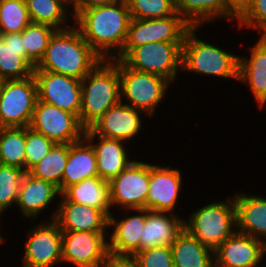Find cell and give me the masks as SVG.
<instances>
[{"label":"cell","mask_w":266,"mask_h":267,"mask_svg":"<svg viewBox=\"0 0 266 267\" xmlns=\"http://www.w3.org/2000/svg\"><path fill=\"white\" fill-rule=\"evenodd\" d=\"M266 256V244L235 232L214 250L215 267H259Z\"/></svg>","instance_id":"obj_19"},{"label":"cell","mask_w":266,"mask_h":267,"mask_svg":"<svg viewBox=\"0 0 266 267\" xmlns=\"http://www.w3.org/2000/svg\"><path fill=\"white\" fill-rule=\"evenodd\" d=\"M129 260L135 267H174L171 247L168 246L138 251Z\"/></svg>","instance_id":"obj_39"},{"label":"cell","mask_w":266,"mask_h":267,"mask_svg":"<svg viewBox=\"0 0 266 267\" xmlns=\"http://www.w3.org/2000/svg\"><path fill=\"white\" fill-rule=\"evenodd\" d=\"M237 5H239L243 0H233Z\"/></svg>","instance_id":"obj_46"},{"label":"cell","mask_w":266,"mask_h":267,"mask_svg":"<svg viewBox=\"0 0 266 267\" xmlns=\"http://www.w3.org/2000/svg\"><path fill=\"white\" fill-rule=\"evenodd\" d=\"M174 267H215L214 250L185 228L171 245Z\"/></svg>","instance_id":"obj_28"},{"label":"cell","mask_w":266,"mask_h":267,"mask_svg":"<svg viewBox=\"0 0 266 267\" xmlns=\"http://www.w3.org/2000/svg\"><path fill=\"white\" fill-rule=\"evenodd\" d=\"M176 12L191 26H207L222 20L237 22L238 5L233 0H175Z\"/></svg>","instance_id":"obj_20"},{"label":"cell","mask_w":266,"mask_h":267,"mask_svg":"<svg viewBox=\"0 0 266 267\" xmlns=\"http://www.w3.org/2000/svg\"><path fill=\"white\" fill-rule=\"evenodd\" d=\"M120 100L119 59L101 60L81 80V125L88 129Z\"/></svg>","instance_id":"obj_3"},{"label":"cell","mask_w":266,"mask_h":267,"mask_svg":"<svg viewBox=\"0 0 266 267\" xmlns=\"http://www.w3.org/2000/svg\"><path fill=\"white\" fill-rule=\"evenodd\" d=\"M237 30L251 28L258 31L266 24V0H243L238 5Z\"/></svg>","instance_id":"obj_37"},{"label":"cell","mask_w":266,"mask_h":267,"mask_svg":"<svg viewBox=\"0 0 266 267\" xmlns=\"http://www.w3.org/2000/svg\"><path fill=\"white\" fill-rule=\"evenodd\" d=\"M26 170L15 166L0 164V212L8 211L16 206L19 188Z\"/></svg>","instance_id":"obj_35"},{"label":"cell","mask_w":266,"mask_h":267,"mask_svg":"<svg viewBox=\"0 0 266 267\" xmlns=\"http://www.w3.org/2000/svg\"><path fill=\"white\" fill-rule=\"evenodd\" d=\"M184 228L203 245L215 250L237 231L236 206L233 196L226 200L207 202L191 211L184 219Z\"/></svg>","instance_id":"obj_5"},{"label":"cell","mask_w":266,"mask_h":267,"mask_svg":"<svg viewBox=\"0 0 266 267\" xmlns=\"http://www.w3.org/2000/svg\"><path fill=\"white\" fill-rule=\"evenodd\" d=\"M126 0H78V13L87 8L102 6L107 4H115Z\"/></svg>","instance_id":"obj_40"},{"label":"cell","mask_w":266,"mask_h":267,"mask_svg":"<svg viewBox=\"0 0 266 267\" xmlns=\"http://www.w3.org/2000/svg\"><path fill=\"white\" fill-rule=\"evenodd\" d=\"M58 1L71 12L73 18L78 14V0H58Z\"/></svg>","instance_id":"obj_41"},{"label":"cell","mask_w":266,"mask_h":267,"mask_svg":"<svg viewBox=\"0 0 266 267\" xmlns=\"http://www.w3.org/2000/svg\"><path fill=\"white\" fill-rule=\"evenodd\" d=\"M69 156V144L56 143L46 156L27 172L55 185L62 194V177Z\"/></svg>","instance_id":"obj_30"},{"label":"cell","mask_w":266,"mask_h":267,"mask_svg":"<svg viewBox=\"0 0 266 267\" xmlns=\"http://www.w3.org/2000/svg\"><path fill=\"white\" fill-rule=\"evenodd\" d=\"M36 64L27 56L22 32L4 34L0 45V79L20 80L33 75Z\"/></svg>","instance_id":"obj_25"},{"label":"cell","mask_w":266,"mask_h":267,"mask_svg":"<svg viewBox=\"0 0 266 267\" xmlns=\"http://www.w3.org/2000/svg\"><path fill=\"white\" fill-rule=\"evenodd\" d=\"M191 26L176 12L166 18H131L123 48H134L150 42H183Z\"/></svg>","instance_id":"obj_14"},{"label":"cell","mask_w":266,"mask_h":267,"mask_svg":"<svg viewBox=\"0 0 266 267\" xmlns=\"http://www.w3.org/2000/svg\"><path fill=\"white\" fill-rule=\"evenodd\" d=\"M29 127L58 144L79 141L86 130L76 115L38 99Z\"/></svg>","instance_id":"obj_12"},{"label":"cell","mask_w":266,"mask_h":267,"mask_svg":"<svg viewBox=\"0 0 266 267\" xmlns=\"http://www.w3.org/2000/svg\"><path fill=\"white\" fill-rule=\"evenodd\" d=\"M119 75L121 101L152 118L172 84L159 75L131 69L121 60Z\"/></svg>","instance_id":"obj_7"},{"label":"cell","mask_w":266,"mask_h":267,"mask_svg":"<svg viewBox=\"0 0 266 267\" xmlns=\"http://www.w3.org/2000/svg\"><path fill=\"white\" fill-rule=\"evenodd\" d=\"M58 196L60 192L55 185L26 172L19 188L16 206L20 214L33 223L43 214L42 211L50 208L48 206L54 203L55 199L58 201Z\"/></svg>","instance_id":"obj_21"},{"label":"cell","mask_w":266,"mask_h":267,"mask_svg":"<svg viewBox=\"0 0 266 267\" xmlns=\"http://www.w3.org/2000/svg\"><path fill=\"white\" fill-rule=\"evenodd\" d=\"M98 176L97 158L91 143L83 137L69 144V156L62 177V193L85 178Z\"/></svg>","instance_id":"obj_27"},{"label":"cell","mask_w":266,"mask_h":267,"mask_svg":"<svg viewBox=\"0 0 266 267\" xmlns=\"http://www.w3.org/2000/svg\"><path fill=\"white\" fill-rule=\"evenodd\" d=\"M56 28L47 24L30 23L22 31V40L27 56L37 65L43 58Z\"/></svg>","instance_id":"obj_34"},{"label":"cell","mask_w":266,"mask_h":267,"mask_svg":"<svg viewBox=\"0 0 266 267\" xmlns=\"http://www.w3.org/2000/svg\"><path fill=\"white\" fill-rule=\"evenodd\" d=\"M131 15L127 1L80 11L73 25L103 59H115L123 50Z\"/></svg>","instance_id":"obj_1"},{"label":"cell","mask_w":266,"mask_h":267,"mask_svg":"<svg viewBox=\"0 0 266 267\" xmlns=\"http://www.w3.org/2000/svg\"><path fill=\"white\" fill-rule=\"evenodd\" d=\"M259 39L257 38V41H259L263 46L266 47V24L262 26L258 31Z\"/></svg>","instance_id":"obj_43"},{"label":"cell","mask_w":266,"mask_h":267,"mask_svg":"<svg viewBox=\"0 0 266 267\" xmlns=\"http://www.w3.org/2000/svg\"><path fill=\"white\" fill-rule=\"evenodd\" d=\"M34 75L20 80H5L0 85V128L30 126L36 101Z\"/></svg>","instance_id":"obj_8"},{"label":"cell","mask_w":266,"mask_h":267,"mask_svg":"<svg viewBox=\"0 0 266 267\" xmlns=\"http://www.w3.org/2000/svg\"><path fill=\"white\" fill-rule=\"evenodd\" d=\"M62 194L70 202L100 209L108 217L114 211L110 205L109 182L99 176L85 178L69 186Z\"/></svg>","instance_id":"obj_29"},{"label":"cell","mask_w":266,"mask_h":267,"mask_svg":"<svg viewBox=\"0 0 266 267\" xmlns=\"http://www.w3.org/2000/svg\"><path fill=\"white\" fill-rule=\"evenodd\" d=\"M31 23L25 0H0V31L20 33Z\"/></svg>","instance_id":"obj_33"},{"label":"cell","mask_w":266,"mask_h":267,"mask_svg":"<svg viewBox=\"0 0 266 267\" xmlns=\"http://www.w3.org/2000/svg\"><path fill=\"white\" fill-rule=\"evenodd\" d=\"M198 29L201 27H191L185 34L182 45V72L238 81L239 55L198 38Z\"/></svg>","instance_id":"obj_4"},{"label":"cell","mask_w":266,"mask_h":267,"mask_svg":"<svg viewBox=\"0 0 266 267\" xmlns=\"http://www.w3.org/2000/svg\"><path fill=\"white\" fill-rule=\"evenodd\" d=\"M70 28L57 30L51 37L43 58L34 70L71 76L82 80L103 60L84 40L71 23Z\"/></svg>","instance_id":"obj_2"},{"label":"cell","mask_w":266,"mask_h":267,"mask_svg":"<svg viewBox=\"0 0 266 267\" xmlns=\"http://www.w3.org/2000/svg\"><path fill=\"white\" fill-rule=\"evenodd\" d=\"M26 127L0 128V164L25 170Z\"/></svg>","instance_id":"obj_32"},{"label":"cell","mask_w":266,"mask_h":267,"mask_svg":"<svg viewBox=\"0 0 266 267\" xmlns=\"http://www.w3.org/2000/svg\"><path fill=\"white\" fill-rule=\"evenodd\" d=\"M182 45L183 42H150L123 48L115 59L136 71L159 75L174 85L181 71Z\"/></svg>","instance_id":"obj_6"},{"label":"cell","mask_w":266,"mask_h":267,"mask_svg":"<svg viewBox=\"0 0 266 267\" xmlns=\"http://www.w3.org/2000/svg\"><path fill=\"white\" fill-rule=\"evenodd\" d=\"M107 267H135L129 259H111Z\"/></svg>","instance_id":"obj_42"},{"label":"cell","mask_w":266,"mask_h":267,"mask_svg":"<svg viewBox=\"0 0 266 267\" xmlns=\"http://www.w3.org/2000/svg\"><path fill=\"white\" fill-rule=\"evenodd\" d=\"M237 232L249 235L266 244V196L254 193H235Z\"/></svg>","instance_id":"obj_23"},{"label":"cell","mask_w":266,"mask_h":267,"mask_svg":"<svg viewBox=\"0 0 266 267\" xmlns=\"http://www.w3.org/2000/svg\"><path fill=\"white\" fill-rule=\"evenodd\" d=\"M57 207L49 219H54L61 231L109 232V217L100 209L70 202L60 194Z\"/></svg>","instance_id":"obj_18"},{"label":"cell","mask_w":266,"mask_h":267,"mask_svg":"<svg viewBox=\"0 0 266 267\" xmlns=\"http://www.w3.org/2000/svg\"><path fill=\"white\" fill-rule=\"evenodd\" d=\"M131 18L158 19L176 13L175 0H126Z\"/></svg>","instance_id":"obj_36"},{"label":"cell","mask_w":266,"mask_h":267,"mask_svg":"<svg viewBox=\"0 0 266 267\" xmlns=\"http://www.w3.org/2000/svg\"><path fill=\"white\" fill-rule=\"evenodd\" d=\"M56 143L43 134L26 127L25 170L43 159Z\"/></svg>","instance_id":"obj_38"},{"label":"cell","mask_w":266,"mask_h":267,"mask_svg":"<svg viewBox=\"0 0 266 267\" xmlns=\"http://www.w3.org/2000/svg\"><path fill=\"white\" fill-rule=\"evenodd\" d=\"M38 100L68 111L78 118L81 109V80L49 71L34 70Z\"/></svg>","instance_id":"obj_15"},{"label":"cell","mask_w":266,"mask_h":267,"mask_svg":"<svg viewBox=\"0 0 266 267\" xmlns=\"http://www.w3.org/2000/svg\"><path fill=\"white\" fill-rule=\"evenodd\" d=\"M149 183L150 163L136 158L109 182L111 208H146Z\"/></svg>","instance_id":"obj_11"},{"label":"cell","mask_w":266,"mask_h":267,"mask_svg":"<svg viewBox=\"0 0 266 267\" xmlns=\"http://www.w3.org/2000/svg\"><path fill=\"white\" fill-rule=\"evenodd\" d=\"M141 115L145 114L120 100L86 129L85 134H96L109 139H120L129 144L133 143V139L139 136L144 124Z\"/></svg>","instance_id":"obj_16"},{"label":"cell","mask_w":266,"mask_h":267,"mask_svg":"<svg viewBox=\"0 0 266 267\" xmlns=\"http://www.w3.org/2000/svg\"><path fill=\"white\" fill-rule=\"evenodd\" d=\"M255 41L249 47V57L239 56L238 81L249 87L261 110L266 105V47L256 39Z\"/></svg>","instance_id":"obj_26"},{"label":"cell","mask_w":266,"mask_h":267,"mask_svg":"<svg viewBox=\"0 0 266 267\" xmlns=\"http://www.w3.org/2000/svg\"><path fill=\"white\" fill-rule=\"evenodd\" d=\"M184 219L177 213L146 209V220L140 237V251L175 242L184 229Z\"/></svg>","instance_id":"obj_24"},{"label":"cell","mask_w":266,"mask_h":267,"mask_svg":"<svg viewBox=\"0 0 266 267\" xmlns=\"http://www.w3.org/2000/svg\"><path fill=\"white\" fill-rule=\"evenodd\" d=\"M108 232L62 231V262L73 267H107Z\"/></svg>","instance_id":"obj_9"},{"label":"cell","mask_w":266,"mask_h":267,"mask_svg":"<svg viewBox=\"0 0 266 267\" xmlns=\"http://www.w3.org/2000/svg\"><path fill=\"white\" fill-rule=\"evenodd\" d=\"M23 267H57L62 263V231L52 220L34 224L25 235Z\"/></svg>","instance_id":"obj_10"},{"label":"cell","mask_w":266,"mask_h":267,"mask_svg":"<svg viewBox=\"0 0 266 267\" xmlns=\"http://www.w3.org/2000/svg\"><path fill=\"white\" fill-rule=\"evenodd\" d=\"M2 216H3V213L0 212V222H4V221H1L2 220ZM1 230V228H0ZM1 232H0V245L3 244V242H5V238L3 236H1Z\"/></svg>","instance_id":"obj_44"},{"label":"cell","mask_w":266,"mask_h":267,"mask_svg":"<svg viewBox=\"0 0 266 267\" xmlns=\"http://www.w3.org/2000/svg\"><path fill=\"white\" fill-rule=\"evenodd\" d=\"M25 1L31 23L47 24L57 30H64L71 27V24H69L71 21L68 20L71 19L73 21V16L58 0Z\"/></svg>","instance_id":"obj_31"},{"label":"cell","mask_w":266,"mask_h":267,"mask_svg":"<svg viewBox=\"0 0 266 267\" xmlns=\"http://www.w3.org/2000/svg\"><path fill=\"white\" fill-rule=\"evenodd\" d=\"M91 143L97 158L98 176L104 181L110 182L121 173L132 161L126 144L120 139H109L96 134H84Z\"/></svg>","instance_id":"obj_22"},{"label":"cell","mask_w":266,"mask_h":267,"mask_svg":"<svg viewBox=\"0 0 266 267\" xmlns=\"http://www.w3.org/2000/svg\"><path fill=\"white\" fill-rule=\"evenodd\" d=\"M4 41V34L0 31V45L3 43Z\"/></svg>","instance_id":"obj_45"},{"label":"cell","mask_w":266,"mask_h":267,"mask_svg":"<svg viewBox=\"0 0 266 267\" xmlns=\"http://www.w3.org/2000/svg\"><path fill=\"white\" fill-rule=\"evenodd\" d=\"M181 170L150 162V183L146 209L160 212H175L179 195L183 190Z\"/></svg>","instance_id":"obj_17"},{"label":"cell","mask_w":266,"mask_h":267,"mask_svg":"<svg viewBox=\"0 0 266 267\" xmlns=\"http://www.w3.org/2000/svg\"><path fill=\"white\" fill-rule=\"evenodd\" d=\"M123 212L120 220L114 213L109 216L108 231L111 232H108L110 233L108 251L111 259H130L140 251V237L145 225L146 208L126 209Z\"/></svg>","instance_id":"obj_13"}]
</instances>
